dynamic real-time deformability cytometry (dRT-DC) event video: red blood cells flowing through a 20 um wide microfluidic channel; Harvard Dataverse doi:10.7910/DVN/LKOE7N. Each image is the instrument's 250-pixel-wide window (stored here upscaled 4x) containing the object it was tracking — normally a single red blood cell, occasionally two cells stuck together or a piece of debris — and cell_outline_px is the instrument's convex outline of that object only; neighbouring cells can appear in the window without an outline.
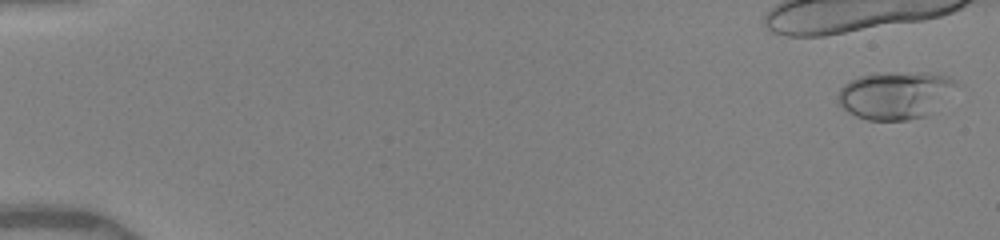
{"species": "human", "species_latin": "Homo sapiens", "temperature_condition": "warm", "stored_images_in_passage": 14, "camera_frame_rate_fps": 3000, "um_per_image_px": 0.085, "donor": {"sex": "female"}, "frame": {"image": 1, "passage_image": 1, "time_ms": 0.0, "image_size_px": [1000, 240], "cell_outline_px": [[964, 84], [924, 116], [908, 120], [868, 120], [856, 116], [848, 112], [836, 100], [836, 96], [840, 88], [844, 84], [860, 76], [876, 72], [928, 72], [948, 76]], "centroid_in_image_um": [76.13, 8.05], "position_along_channel_um": 8.9, "area_um2": 33.29}}